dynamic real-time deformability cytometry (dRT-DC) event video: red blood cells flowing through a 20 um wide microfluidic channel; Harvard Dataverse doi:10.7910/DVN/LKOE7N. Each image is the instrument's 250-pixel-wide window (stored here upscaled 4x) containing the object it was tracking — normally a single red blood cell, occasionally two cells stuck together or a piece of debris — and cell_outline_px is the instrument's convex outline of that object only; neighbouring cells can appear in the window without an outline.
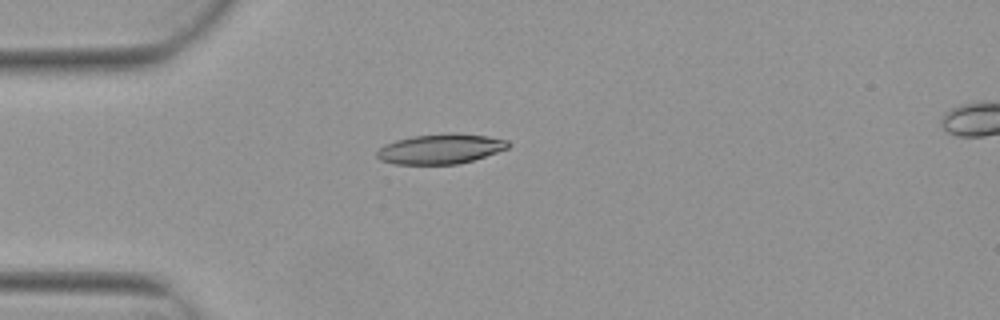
{"species": "Egyptian fruit bat (a non-hibernating species)", "species_latin": "Rousettus aegyptiacus", "temperature_condition": "warm", "stored_images_in_passage": 2, "camera_frame_rate_fps": 3000, "um_per_image_px": 0.085, "animal": {"sex": "female"}, "frame": {"image": 1, "passage_image": 1, "time_ms": 0.0, "image_size_px": [1000, 320], "cell_outline_px": [[508, 148], [472, 160], [456, 164], [396, 164], [380, 160], [376, 156], [376, 152], [380, 148], [396, 140], [412, 136], [448, 132], [452, 132], [488, 136], [508, 140]], "centroid_in_image_um": [37.43, 12.64], "position_along_channel_um": 47.6, "area_um2": 22.77}}